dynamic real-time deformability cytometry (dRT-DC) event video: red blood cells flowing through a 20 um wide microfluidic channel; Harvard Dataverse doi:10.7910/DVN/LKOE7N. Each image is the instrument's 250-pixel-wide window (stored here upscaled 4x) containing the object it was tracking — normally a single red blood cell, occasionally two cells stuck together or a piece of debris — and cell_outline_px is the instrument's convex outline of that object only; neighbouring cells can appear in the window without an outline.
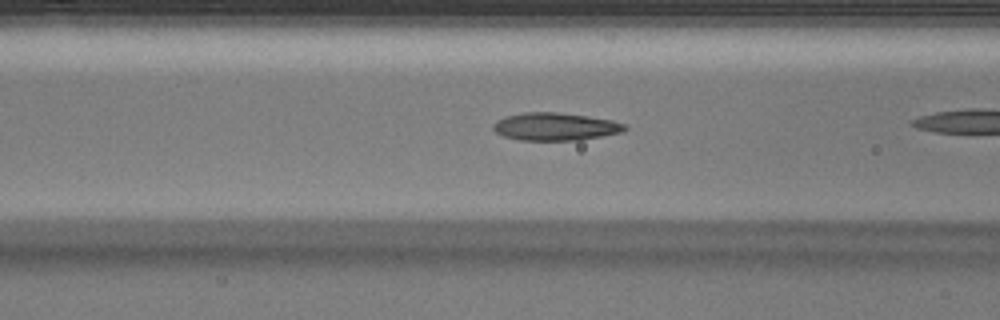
{"species": "Egyptian fruit bat (a non-hibernating species)", "species_latin": "Rousettus aegyptiacus", "temperature_condition": "warm", "stored_images_in_passage": 42, "camera_frame_rate_fps": 3000, "um_per_image_px": 0.085, "animal": {"sex": "male"}, "frame": {"image": 1, "passage_image": 13, "time_ms": 4.0, "image_size_px": [1000, 320], "cell_outline_px": [[628, 128], [620, 132], [580, 140], [520, 140], [504, 136], [496, 132], [492, 128], [492, 124], [496, 120], [504, 116], [524, 112], [556, 112], [588, 116], [612, 120], [624, 124]], "centroid_in_image_um": [47.15, 10.75], "position_along_channel_um": 119.5, "area_um2": 21.21}}
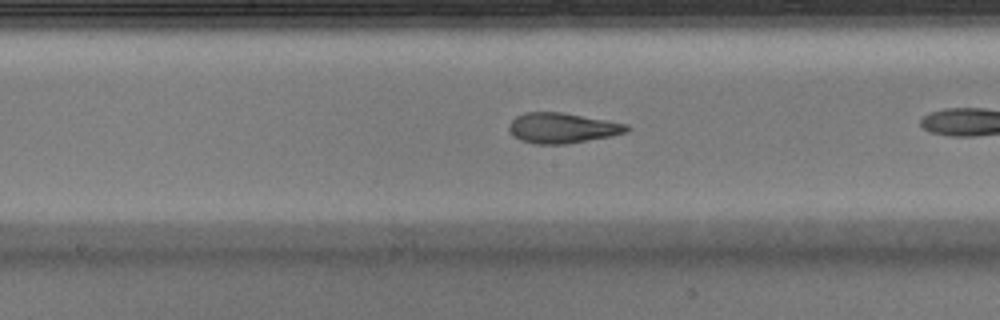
{"frame": {"image": 2, "passage_image": 19, "time_ms": 6.0, "image_size_px": [1000, 320], "cell_outline_px": [[632, 128], [624, 132], [612, 136], [564, 144], [536, 144], [520, 140], [508, 128], [508, 124], [516, 116], [524, 112], [560, 112], [608, 120], [628, 124]], "centroid_in_image_um": [47.8, 10.87], "position_along_channel_um": 200.4, "area_um2": 20.69}}